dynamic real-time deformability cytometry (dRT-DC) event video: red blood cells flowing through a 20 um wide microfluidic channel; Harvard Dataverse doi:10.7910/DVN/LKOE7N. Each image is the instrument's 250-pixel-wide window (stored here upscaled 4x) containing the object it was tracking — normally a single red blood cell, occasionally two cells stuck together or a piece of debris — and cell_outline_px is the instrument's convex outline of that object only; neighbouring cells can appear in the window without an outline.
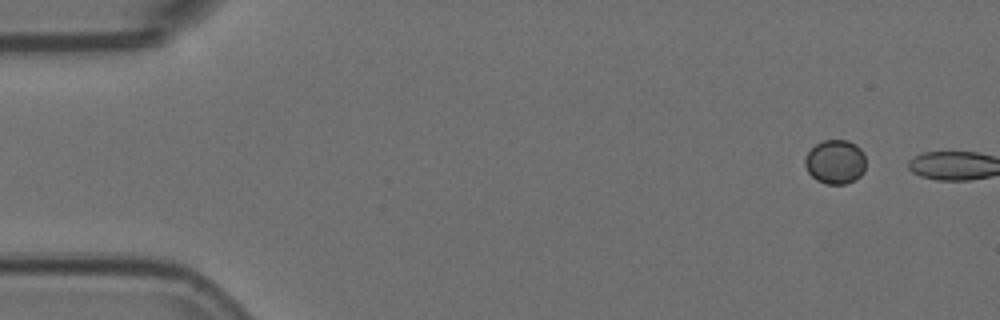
{"species": "Egyptian fruit bat (a non-hibernating species)", "species_latin": "Rousettus aegyptiacus", "temperature_condition": "room temperature", "stored_images_in_passage": 6, "camera_frame_rate_fps": 3000, "um_per_image_px": 0.085, "animal": {"sex": "female"}, "frame": {"image": 1, "passage_image": 2, "time_ms": 0.333, "image_size_px": [1000, 320], "cell_outline_px": [[864, 172], [860, 176], [844, 184], [828, 184], [816, 180], [808, 172], [804, 164], [804, 156], [816, 144], [824, 140], [848, 140], [856, 144], [864, 152]], "centroid_in_image_um": [70.98, 13.74], "position_along_channel_um": 14.0, "area_um2": 15.66}}
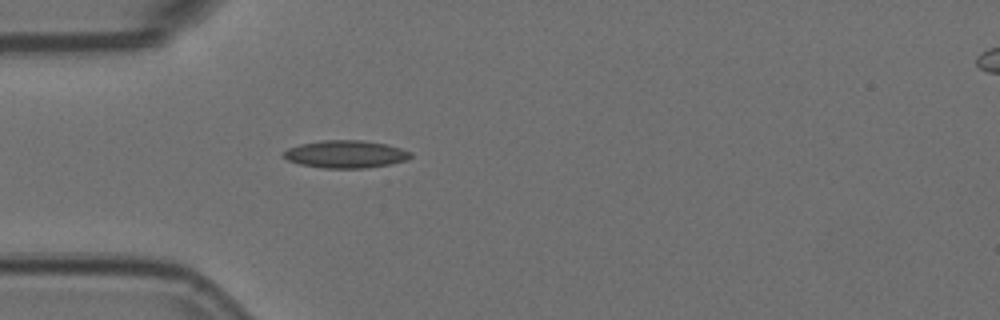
{"frame": {"image": 2, "passage_image": 6, "time_ms": 1.667, "image_size_px": [1000, 320], "cell_outline_px": [[412, 156], [408, 160], [392, 164], [364, 168], [324, 168], [300, 164], [288, 160], [280, 156], [288, 148], [300, 144], [320, 140], [360, 140], [388, 144], [412, 152]], "centroid_in_image_um": [29.39, 13.1], "position_along_channel_um": 55.6, "area_um2": 20.58}}